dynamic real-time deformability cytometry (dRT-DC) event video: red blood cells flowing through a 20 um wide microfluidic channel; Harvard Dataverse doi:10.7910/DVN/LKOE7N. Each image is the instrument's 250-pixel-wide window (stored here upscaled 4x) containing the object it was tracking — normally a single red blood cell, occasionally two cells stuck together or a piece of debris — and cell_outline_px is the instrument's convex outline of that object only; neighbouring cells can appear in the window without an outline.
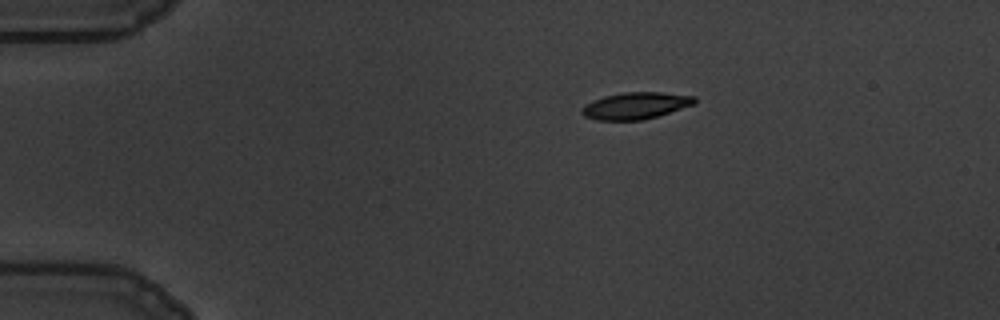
{"species": "common noctule bat (a hibernating species)", "species_latin": "Nyctalus noctula", "temperature_condition": "warm", "stored_images_in_passage": 48, "camera_frame_rate_fps": 3000, "um_per_image_px": 0.085, "animal": {"sex": "male", "body_mass_g": 19.5, "forearm_length_mm": 54.6}, "frame": {"image": 1, "passage_image": 1, "time_ms": 0.0, "image_size_px": [1000, 320], "cell_outline_px": [[696, 104], [644, 120], [596, 120], [584, 116], [580, 112], [580, 108], [584, 104], [592, 100], [604, 96], [620, 92], [660, 92], [696, 96]], "centroid_in_image_um": [54.0, 8.98], "position_along_channel_um": 31.0, "area_um2": 17.86}}
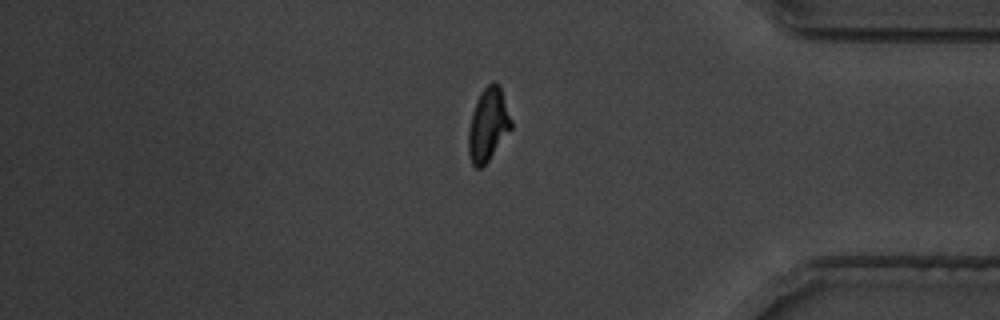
{"frame": {"image": 2, "passage_image": 39, "time_ms": 12.667, "image_size_px": [1000, 320], "cell_outline_px": [[512, 128], [488, 160], [480, 168], [476, 168], [472, 164], [468, 156], [468, 132], [472, 112], [476, 100], [480, 92], [492, 80], [496, 80], [500, 84], [512, 120]], "centroid_in_image_um": [41.49, 10.55], "position_along_channel_um": 393.7, "area_um2": 18.38}}
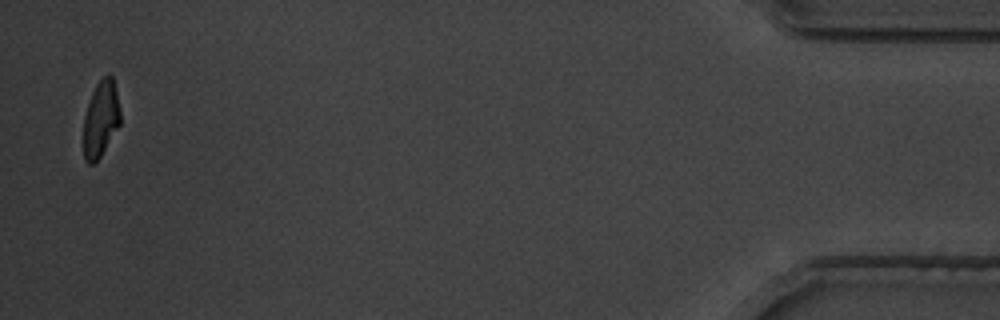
{"frame": {"image": 3, "passage_image": 47, "time_ms": 15.333, "image_size_px": [1000, 320], "cell_outline_px": [[120, 124], [100, 156], [92, 164], [88, 164], [84, 160], [84, 116], [92, 92], [96, 84], [108, 72], [112, 76], [116, 92], [120, 112]], "centroid_in_image_um": [8.56, 10.09], "position_along_channel_um": 426.6, "area_um2": 16.07}, "authors_computed_cell_mechanics": {"area_um2": 18.4093, "velocity_mm_per_s": 3.511, "shape_relaxation_time_tau1_ms": 4.346, "shape_relaxation_time_tau2_ms": 2.0425, "deformation_change_tau1": 0.197, "deformation_change_tau2": 0.0867}}